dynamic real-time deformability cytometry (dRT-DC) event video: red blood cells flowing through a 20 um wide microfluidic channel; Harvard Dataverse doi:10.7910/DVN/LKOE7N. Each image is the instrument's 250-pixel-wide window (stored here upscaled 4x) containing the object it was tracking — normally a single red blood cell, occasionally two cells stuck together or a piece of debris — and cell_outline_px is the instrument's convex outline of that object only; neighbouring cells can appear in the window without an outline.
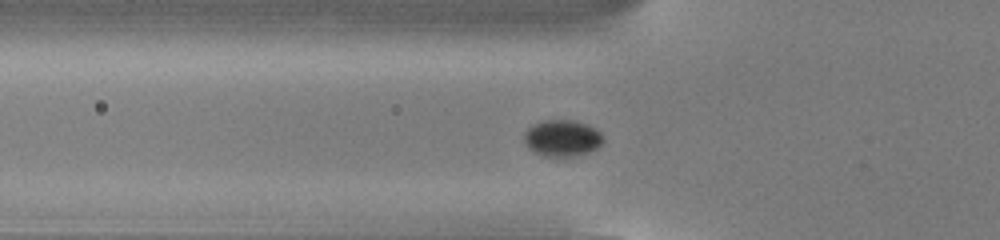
{"species": "common noctule bat (a hibernating species)", "species_latin": "Nyctalus noctula", "temperature_condition": "cold", "stored_images_in_passage": 51, "camera_frame_rate_fps": 3000, "um_per_image_px": 0.085, "animal": {"sex": "male", "body_mass_g": 13.0, "forearm_length_mm": 53.1}, "frame": {"image": 1, "passage_image": 16, "time_ms": 5.0, "image_size_px": [1000, 240], "cell_outline_px": [[604, 140], [596, 148], [588, 152], [572, 156], [544, 156], [532, 152], [528, 148], [524, 140], [524, 132], [532, 124], [544, 120], [572, 120], [588, 124], [596, 128], [604, 136]], "centroid_in_image_um": [47.77, 11.73], "position_along_channel_um": 78.0, "area_um2": 16.94}}
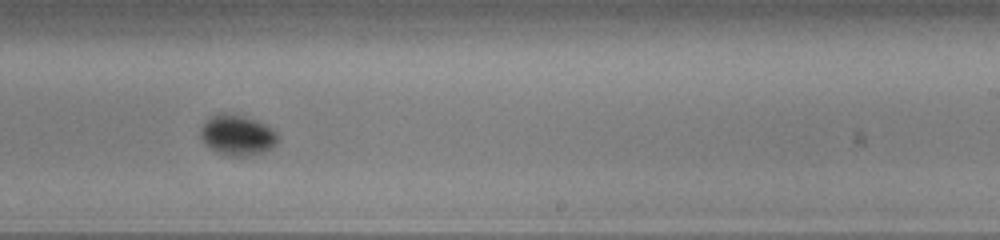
{"frame": {"image": 2, "passage_image": 31, "time_ms": 10.0, "image_size_px": [1000, 240], "cell_outline_px": [[276, 144], [272, 148], [264, 152], [244, 156], [232, 156], [220, 152], [204, 144], [200, 136], [200, 128], [204, 120], [220, 112], [224, 112], [244, 116], [256, 120], [272, 128], [276, 132]], "centroid_in_image_um": [20.14, 11.46], "position_along_channel_um": 268.9, "area_um2": 18.15}}
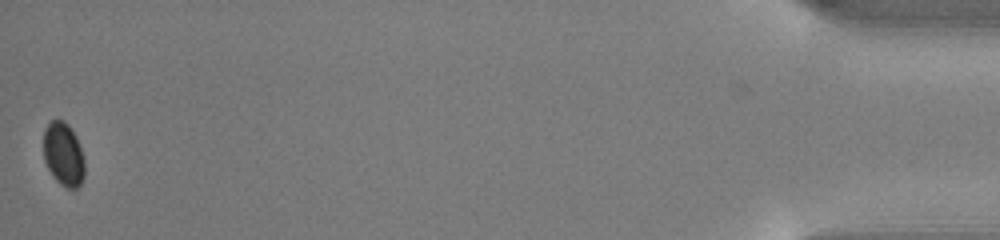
{"frame": {"image": 3, "passage_image": 51, "time_ms": 16.667, "image_size_px": [1000, 240], "cell_outline_px": [[84, 176], [80, 184], [76, 188], [68, 188], [60, 184], [52, 176], [44, 160], [44, 128], [52, 120], [64, 120], [68, 124], [76, 136], [84, 160]], "centroid_in_image_um": [5.38, 13.11], "position_along_channel_um": 429.8, "area_um2": 15.14}, "authors_computed_cell_mechanics": {"area_um2": 16.5886, "velocity_mm_per_s": 3.8194, "shape_relaxation_time_tau1_ms": 1.1917, "shape_relaxation_time_tau2_ms": null, "deformation_change_tau1": 0.0279, "deformation_change_tau2": null}}